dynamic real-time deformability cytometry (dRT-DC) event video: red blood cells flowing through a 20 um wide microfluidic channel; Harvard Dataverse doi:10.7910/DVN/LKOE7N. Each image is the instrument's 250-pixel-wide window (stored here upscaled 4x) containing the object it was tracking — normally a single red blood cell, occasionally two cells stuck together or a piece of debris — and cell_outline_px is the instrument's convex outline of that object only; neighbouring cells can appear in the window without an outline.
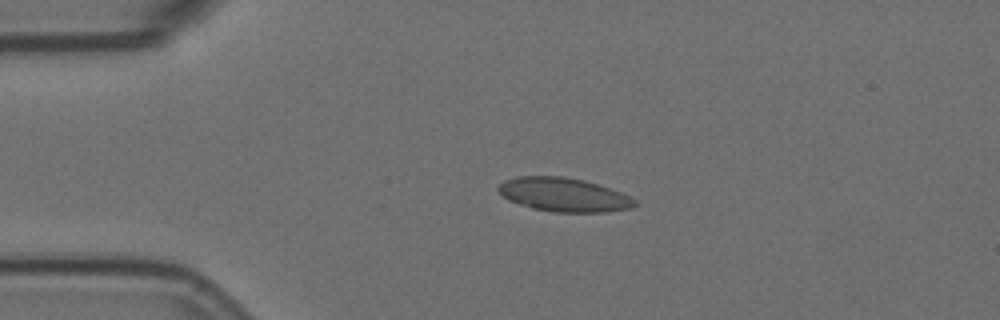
{"species": "Egyptian fruit bat (a non-hibernating species)", "species_latin": "Rousettus aegyptiacus", "temperature_condition": "room temperature", "stored_images_in_passage": 2, "camera_frame_rate_fps": 3000, "um_per_image_px": 0.085, "animal": {"sex": "female"}, "frame": {"image": 1, "passage_image": 1, "time_ms": 0.0, "image_size_px": [1000, 320], "cell_outline_px": [[640, 204], [632, 208], [604, 212], [556, 212], [532, 208], [508, 200], [496, 188], [504, 180], [516, 176], [564, 176], [584, 180], [612, 188], [636, 200]], "centroid_in_image_um": [47.94, 16.54], "position_along_channel_um": 37.1, "area_um2": 26.99}}